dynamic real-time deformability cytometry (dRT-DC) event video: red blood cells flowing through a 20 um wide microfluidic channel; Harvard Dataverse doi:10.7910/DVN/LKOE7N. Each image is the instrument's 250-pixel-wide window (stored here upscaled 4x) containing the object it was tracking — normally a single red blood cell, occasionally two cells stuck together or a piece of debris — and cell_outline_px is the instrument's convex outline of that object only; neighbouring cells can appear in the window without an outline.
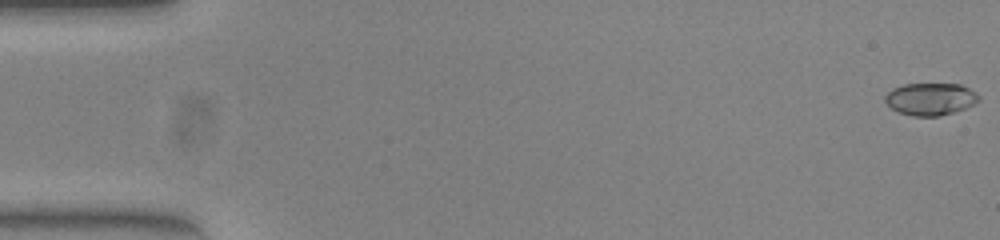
{"species": "common noctule bat (a hibernating species)", "species_latin": "Nyctalus noctula", "temperature_condition": "warm", "stored_images_in_passage": 53, "camera_frame_rate_fps": 3000, "um_per_image_px": 0.085, "animal": {"sex": "female", "body_mass_g": 23.0, "forearm_length_mm": 53.4}, "frame": {"image": 1, "passage_image": 1, "time_ms": 0.0, "image_size_px": [1000, 240], "cell_outline_px": [[980, 100], [976, 104], [940, 116], [912, 116], [896, 112], [884, 100], [884, 96], [892, 88], [904, 84], [960, 84], [976, 92], [980, 96]], "centroid_in_image_um": [79.08, 8.42], "position_along_channel_um": 5.9, "area_um2": 17.74}}
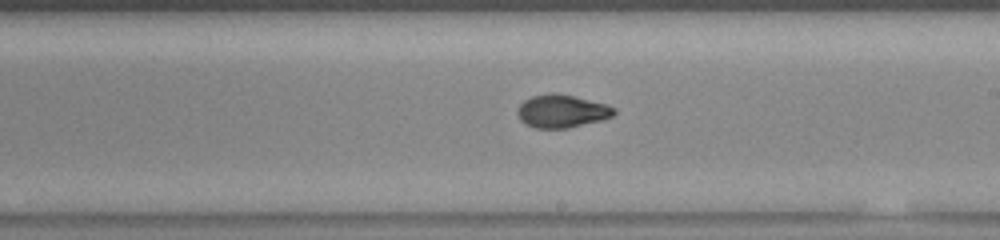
{"frame": {"image": 2, "passage_image": 31, "time_ms": 10.0, "image_size_px": [1000, 240], "cell_outline_px": [[616, 112], [612, 116], [600, 120], [568, 128], [536, 128], [520, 120], [516, 112], [520, 104], [524, 100], [532, 96], [552, 92], [556, 92], [604, 104], [616, 108]], "centroid_in_image_um": [47.72, 9.44], "position_along_channel_um": 241.3, "area_um2": 18.32}}
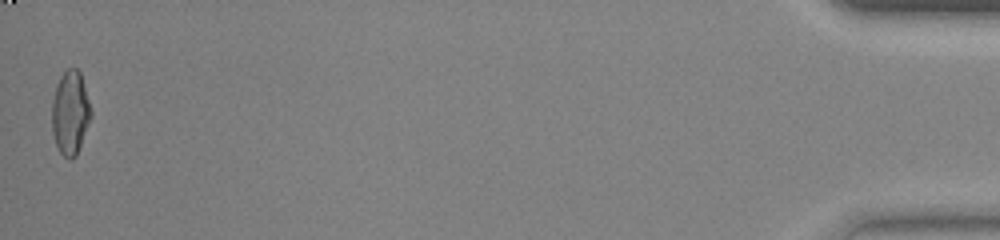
{"frame": {"image": 3, "passage_image": 53, "time_ms": 17.333, "image_size_px": [1000, 240], "cell_outline_px": [[92, 116], [76, 156], [72, 160], [68, 160], [60, 152], [56, 144], [52, 132], [52, 100], [56, 84], [60, 76], [68, 68], [76, 68], [80, 72], [92, 112]], "centroid_in_image_um": [5.97, 9.6], "position_along_channel_um": 429.2, "area_um2": 19.13}, "authors_computed_cell_mechanics": {"area_um2": 18.4382, "velocity_mm_per_s": 3.9056, "shape_relaxation_time_tau1_ms": 6.4526, "shape_relaxation_time_tau2_ms": 1.3664, "deformation_change_tau1": 0.2504, "deformation_change_tau2": 0.0554}}